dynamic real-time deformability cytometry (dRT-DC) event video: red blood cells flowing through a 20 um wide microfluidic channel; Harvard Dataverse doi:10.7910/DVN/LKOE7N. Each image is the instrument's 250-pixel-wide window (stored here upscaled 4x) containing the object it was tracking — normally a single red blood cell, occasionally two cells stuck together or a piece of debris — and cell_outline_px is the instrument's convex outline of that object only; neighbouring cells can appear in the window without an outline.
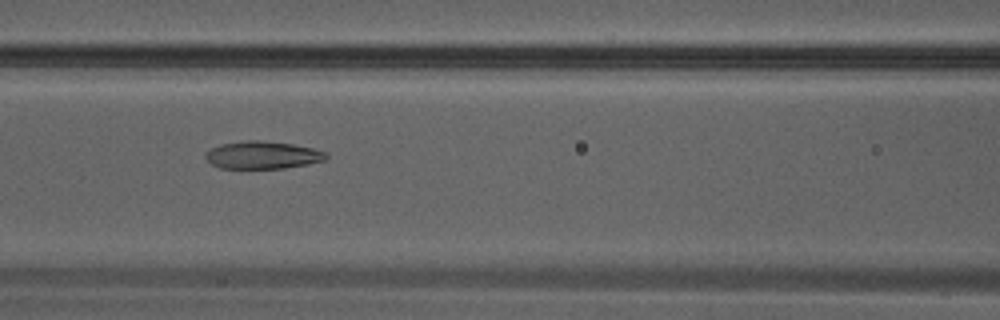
{"species": "Egyptian fruit bat (a non-hibernating species)", "species_latin": "Rousettus aegyptiacus", "temperature_condition": "warm", "stored_images_in_passage": 36, "camera_frame_rate_fps": 3000, "um_per_image_px": 0.085, "animal": {"sex": "male"}, "frame": {"image": 1, "passage_image": 16, "time_ms": 5.0, "image_size_px": [1000, 320], "cell_outline_px": [[328, 156], [324, 160], [308, 164], [284, 168], [220, 168], [212, 164], [204, 156], [204, 152], [220, 144], [244, 140], [260, 140], [292, 144], [312, 148], [328, 152]], "centroid_in_image_um": [22.31, 13.17], "position_along_channel_um": 144.3, "area_um2": 19.42}}
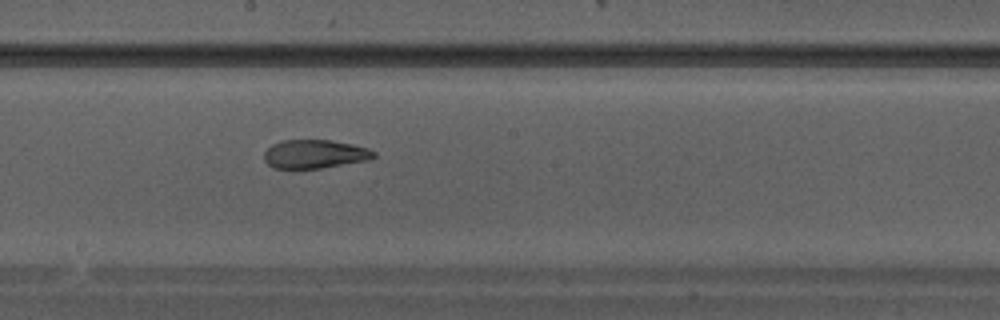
{"frame": {"image": 2, "passage_image": 20, "time_ms": 6.333, "image_size_px": [1000, 320], "cell_outline_px": [[376, 156], [368, 160], [320, 168], [272, 168], [264, 160], [264, 152], [272, 144], [280, 140], [332, 140], [352, 144], [368, 148], [376, 152]], "centroid_in_image_um": [26.74, 13.08], "position_along_channel_um": 221.5, "area_um2": 18.32}}
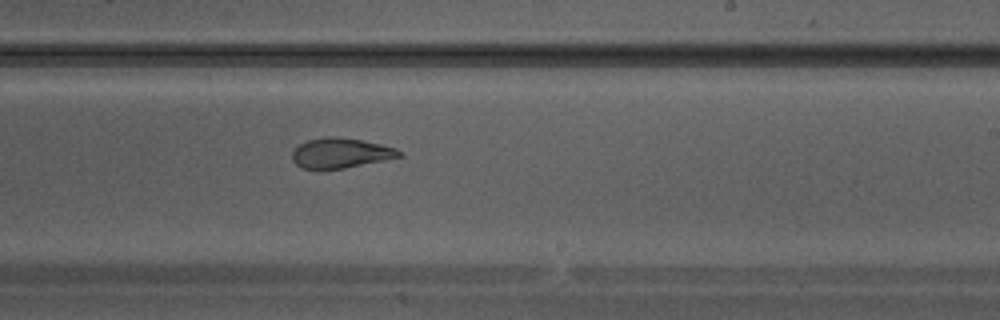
{"frame": {"image": 3, "passage_image": 22, "time_ms": 7.0, "image_size_px": [1000, 320], "cell_outline_px": [[400, 156], [384, 160], [344, 168], [300, 168], [292, 160], [292, 152], [300, 144], [308, 140], [324, 136], [332, 136], [360, 140], [380, 144], [396, 148], [400, 152]], "centroid_in_image_um": [28.91, 13.0], "position_along_channel_um": 260.1, "area_um2": 18.32}}